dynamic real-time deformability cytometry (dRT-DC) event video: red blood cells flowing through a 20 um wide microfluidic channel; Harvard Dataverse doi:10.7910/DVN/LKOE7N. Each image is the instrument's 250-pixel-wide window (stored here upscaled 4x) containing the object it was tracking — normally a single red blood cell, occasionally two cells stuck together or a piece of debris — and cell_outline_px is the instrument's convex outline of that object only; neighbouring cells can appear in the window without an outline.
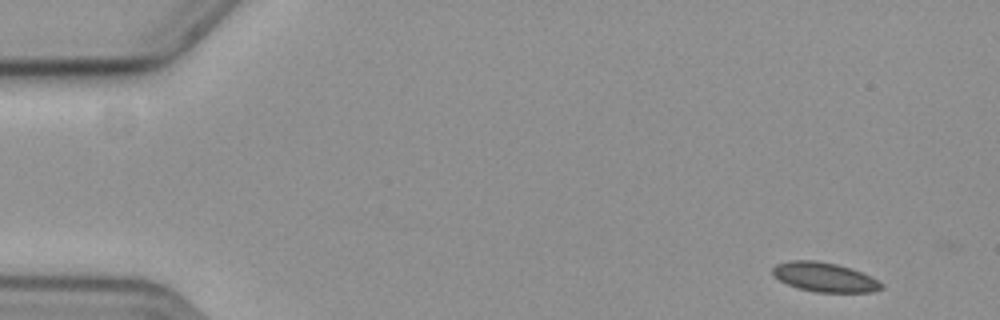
{"species": "common noctule bat (a hibernating species)", "species_latin": "Nyctalus noctula", "temperature_condition": "cold", "stored_images_in_passage": 9, "camera_frame_rate_fps": 3000, "um_per_image_px": 0.085, "animal": {"sex": "female", "body_mass_g": 19.3, "forearm_length_mm": 54.1}, "frame": {"image": 1, "passage_image": 1, "time_ms": 0.0, "image_size_px": [1000, 320], "cell_outline_px": [[884, 288], [872, 292], [816, 292], [800, 288], [788, 284], [780, 280], [772, 272], [772, 268], [776, 264], [792, 260], [816, 260], [836, 264], [852, 268], [872, 276], [884, 284]], "centroid_in_image_um": [70.14, 23.55], "position_along_channel_um": 14.9, "area_um2": 18.61}}